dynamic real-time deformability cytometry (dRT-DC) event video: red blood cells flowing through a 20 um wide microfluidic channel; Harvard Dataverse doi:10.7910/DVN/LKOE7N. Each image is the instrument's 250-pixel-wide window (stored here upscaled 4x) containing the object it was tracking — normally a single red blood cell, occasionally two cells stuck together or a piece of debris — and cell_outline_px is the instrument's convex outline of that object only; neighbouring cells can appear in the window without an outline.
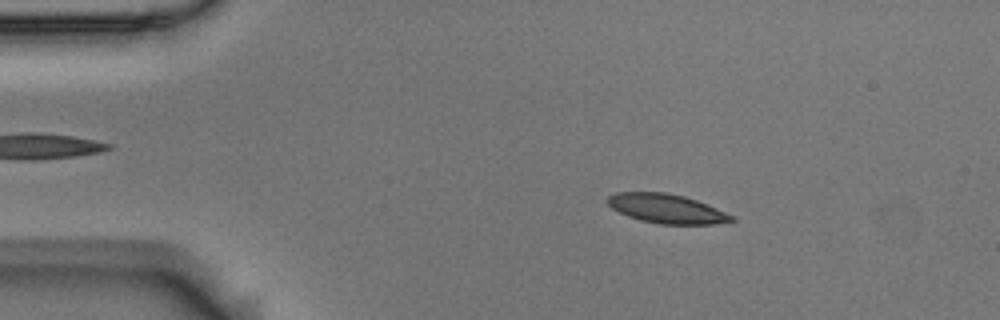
{"species": "Egyptian fruit bat (a non-hibernating species)", "species_latin": "Rousettus aegyptiacus", "temperature_condition": "room temperature", "stored_images_in_passage": 15, "camera_frame_rate_fps": 3000, "um_per_image_px": 0.085, "animal": {"sex": "male"}, "frame": {"image": 1, "passage_image": 9, "time_ms": 2.667, "image_size_px": [1000, 320], "cell_outline_px": [[736, 220], [716, 224], [660, 224], [640, 220], [628, 216], [612, 208], [604, 200], [608, 196], [616, 192], [664, 192], [684, 196], [696, 200], [736, 216]], "centroid_in_image_um": [56.66, 17.73], "position_along_channel_um": 28.3, "area_um2": 21.15}}